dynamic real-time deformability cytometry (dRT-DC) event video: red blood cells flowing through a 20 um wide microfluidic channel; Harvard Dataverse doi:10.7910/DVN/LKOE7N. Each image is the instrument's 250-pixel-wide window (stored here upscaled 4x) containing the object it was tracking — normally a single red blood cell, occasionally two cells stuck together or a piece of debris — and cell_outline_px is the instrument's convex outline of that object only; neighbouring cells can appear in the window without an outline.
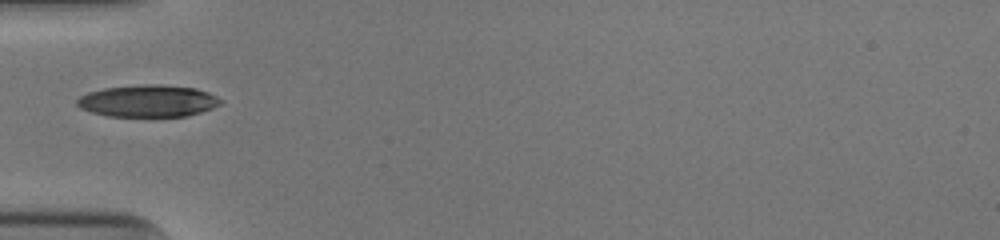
{"species": "human", "species_latin": "Homo sapiens", "temperature_condition": "cold", "stored_images_in_passage": 35, "camera_frame_rate_fps": 3000, "um_per_image_px": 0.085, "donor": {"sex": "male"}, "frame": {"image": 1, "passage_image": 1, "time_ms": 0.0, "image_size_px": [1000, 240], "cell_outline_px": [[224, 104], [200, 112], [184, 116], [108, 116], [92, 112], [80, 108], [76, 104], [76, 100], [80, 96], [88, 92], [104, 88], [144, 84], [160, 84], [196, 88], [208, 92], [224, 100]], "centroid_in_image_um": [12.6, 8.57], "position_along_channel_um": 72.4, "area_um2": 26.88}}
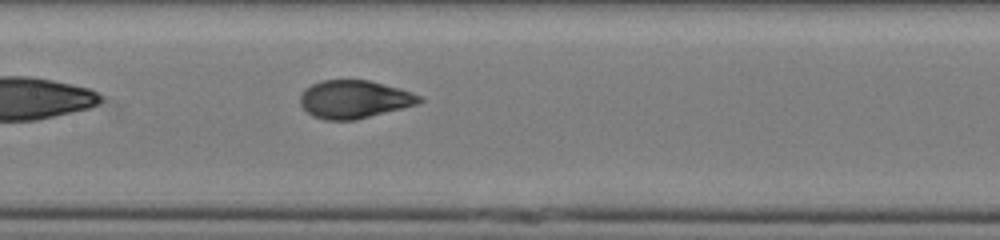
{"frame": {"image": 2, "passage_image": 9, "time_ms": 2.667, "image_size_px": [1000, 240], "cell_outline_px": [[424, 100], [416, 104], [356, 120], [324, 120], [312, 116], [300, 104], [300, 96], [304, 88], [320, 80], [368, 80], [400, 88], [412, 92], [420, 96]], "centroid_in_image_um": [30.08, 8.44], "position_along_channel_um": 177.3, "area_um2": 26.36}}
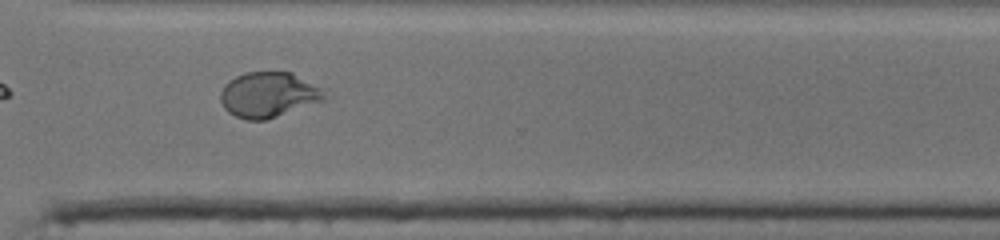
{"frame": {"image": 3, "passage_image": 22, "time_ms": 7.0, "image_size_px": [1000, 240], "cell_outline_px": [[332, 96], [324, 100], [264, 120], [248, 120], [236, 116], [228, 112], [224, 108], [220, 100], [220, 92], [224, 84], [228, 80], [244, 72], [292, 72], [324, 88]], "centroid_in_image_um": [22.86, 8.03], "position_along_channel_um": 347.7, "area_um2": 27.74}, "authors_computed_cell_mechanics": {"area_um2": 27.1082, "velocity_mm_per_s": 3.9315, "shape_relaxation_time_tau1_ms": 3.9195, "shape_relaxation_time_tau2_ms": null, "deformation_change_tau1": 0.1862, "deformation_change_tau2": null}}